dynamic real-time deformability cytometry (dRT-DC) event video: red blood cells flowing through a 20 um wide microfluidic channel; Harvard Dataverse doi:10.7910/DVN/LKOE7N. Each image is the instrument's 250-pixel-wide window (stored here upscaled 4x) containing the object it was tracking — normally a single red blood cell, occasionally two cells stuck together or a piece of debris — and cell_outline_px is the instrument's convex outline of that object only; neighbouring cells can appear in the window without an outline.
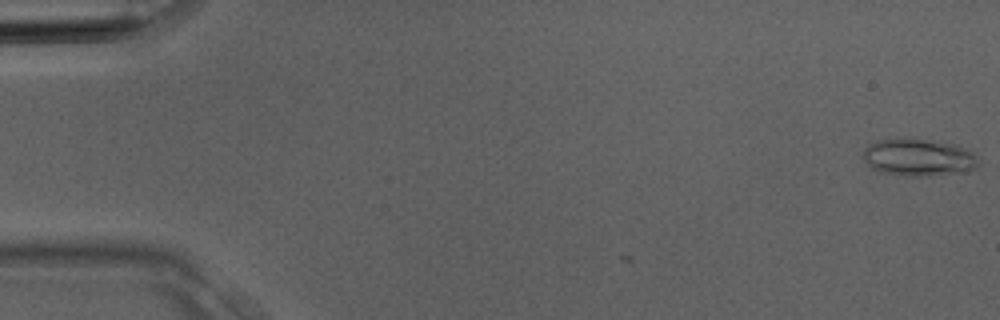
{"species": "Egyptian fruit bat (a non-hibernating species)", "species_latin": "Rousettus aegyptiacus", "temperature_condition": "room temperature", "stored_images_in_passage": 2, "camera_frame_rate_fps": 3000, "um_per_image_px": 0.085, "animal": {"sex": "male"}, "frame": {"image": 1, "passage_image": 2, "time_ms": 0.333, "image_size_px": [1000, 320], "cell_outline_px": [[980, 164], [976, 168], [932, 176], [904, 176], [880, 172], [872, 168], [864, 160], [864, 148], [868, 144], [876, 140], [928, 140], [952, 144], [964, 148], [972, 152], [976, 156]], "centroid_in_image_um": [78.05, 13.4], "position_along_channel_um": 6.9, "area_um2": 24.51}}